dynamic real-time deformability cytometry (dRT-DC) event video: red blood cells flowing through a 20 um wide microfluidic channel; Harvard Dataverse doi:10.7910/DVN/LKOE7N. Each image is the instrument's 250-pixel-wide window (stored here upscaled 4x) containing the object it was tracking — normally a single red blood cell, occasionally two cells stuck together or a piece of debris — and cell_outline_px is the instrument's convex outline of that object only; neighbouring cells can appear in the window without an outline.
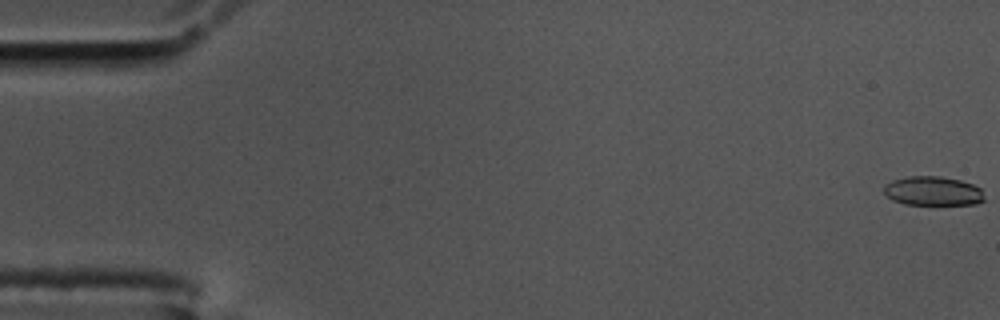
{"species": "common noctule bat (a hibernating species)", "species_latin": "Nyctalus noctula", "temperature_condition": "cold", "stored_images_in_passage": 13, "camera_frame_rate_fps": 3000, "um_per_image_px": 0.085, "animal": {"sex": "male", "body_mass_g": 17.5, "forearm_length_mm": 52.3}, "frame": {"image": 1, "passage_image": 1, "time_ms": 0.0, "image_size_px": [1000, 320], "cell_outline_px": [[984, 200], [976, 204], [904, 204], [892, 200], [884, 192], [884, 184], [892, 180], [908, 176], [940, 176], [960, 180], [972, 184], [980, 188]], "centroid_in_image_um": [79.27, 16.23], "position_along_channel_um": 5.7, "area_um2": 16.99}}